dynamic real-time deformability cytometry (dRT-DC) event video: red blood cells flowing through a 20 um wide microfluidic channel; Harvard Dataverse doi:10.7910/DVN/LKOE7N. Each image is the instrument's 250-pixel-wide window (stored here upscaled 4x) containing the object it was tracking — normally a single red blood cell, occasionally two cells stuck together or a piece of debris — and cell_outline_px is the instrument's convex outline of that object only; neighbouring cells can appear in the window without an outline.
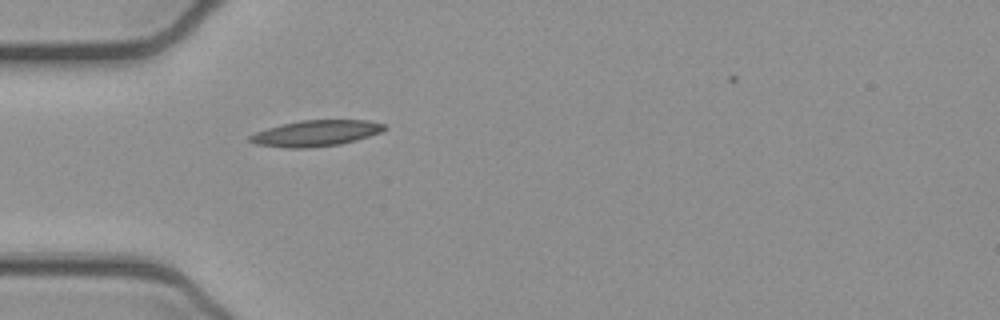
{"species": "common noctule bat (a hibernating species)", "species_latin": "Nyctalus noctula", "temperature_condition": "cold", "stored_images_in_passage": 34, "camera_frame_rate_fps": 3000, "um_per_image_px": 0.085, "animal": {"sex": "female", "body_mass_g": 21.9}, "frame": {"image": 1, "passage_image": 1, "time_ms": 0.0, "image_size_px": [1000, 320], "cell_outline_px": [[388, 128], [380, 132], [356, 140], [340, 144], [312, 148], [284, 148], [256, 144], [248, 140], [248, 136], [256, 132], [280, 124], [300, 120], [368, 120], [384, 124]], "centroid_in_image_um": [26.83, 11.33], "position_along_channel_um": 58.2, "area_um2": 20.46}}
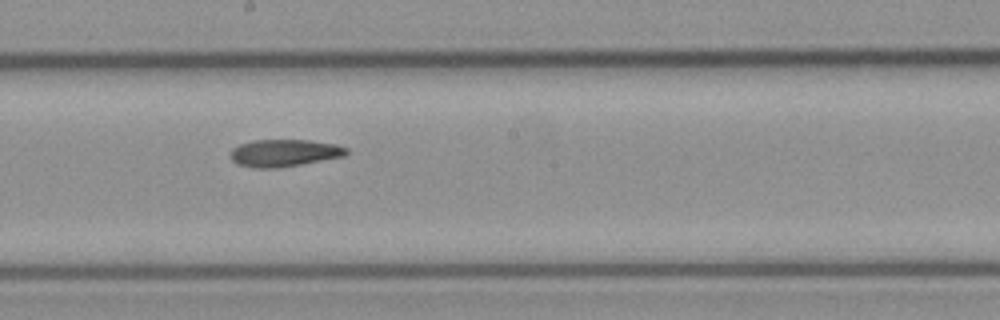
{"frame": {"image": 2, "passage_image": 14, "time_ms": 4.333, "image_size_px": [1000, 320], "cell_outline_px": [[348, 152], [344, 156], [300, 164], [276, 168], [256, 168], [236, 164], [228, 156], [232, 148], [240, 144], [252, 140], [308, 140], [336, 144], [348, 148]], "centroid_in_image_um": [24.11, 13.0], "position_along_channel_um": 224.1, "area_um2": 18.44}}
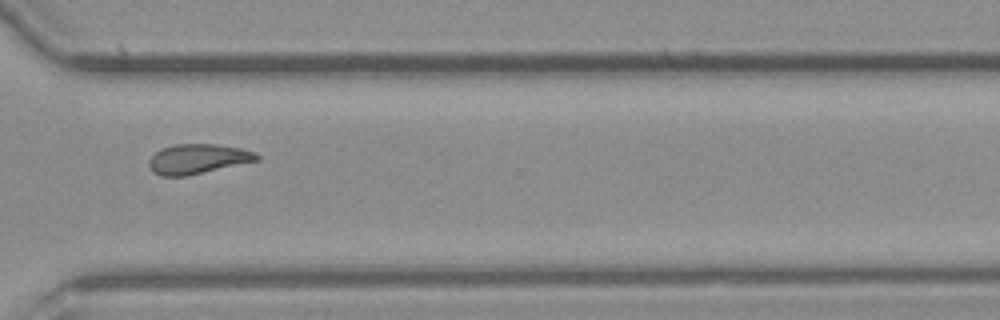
{"frame": {"image": 3, "passage_image": 24, "time_ms": 7.667, "image_size_px": [1000, 320], "cell_outline_px": [[260, 160], [184, 176], [160, 176], [152, 172], [148, 164], [148, 160], [160, 148], [176, 144], [216, 144], [240, 148], [256, 152], [260, 156]], "centroid_in_image_um": [16.8, 13.5], "position_along_channel_um": 353.8, "area_um2": 18.73}, "authors_computed_cell_mechanics": {"area_um2": 18.7272, "velocity_mm_per_s": 3.8898, "shape_relaxation_time_tau1_ms": null, "shape_relaxation_time_tau2_ms": 5.0337, "deformation_change_tau1": null, "deformation_change_tau2": 0.116}}